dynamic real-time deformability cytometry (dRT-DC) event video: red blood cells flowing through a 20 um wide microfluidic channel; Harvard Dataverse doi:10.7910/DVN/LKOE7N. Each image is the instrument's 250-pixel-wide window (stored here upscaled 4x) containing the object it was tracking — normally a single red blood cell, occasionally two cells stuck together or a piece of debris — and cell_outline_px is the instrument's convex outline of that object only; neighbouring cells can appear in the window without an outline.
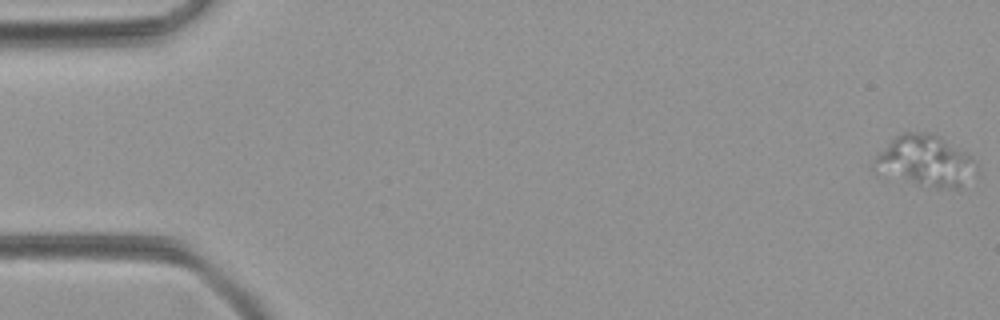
{"species": "common noctule bat (a hibernating species)", "species_latin": "Nyctalus noctula", "temperature_condition": "room temperature", "stored_images_in_passage": 51, "camera_frame_rate_fps": 3000, "um_per_image_px": 0.085, "animal": {"sex": "female", "body_mass_g": 21.9}, "frame": {"image": 1, "passage_image": 1, "time_ms": 0.0, "image_size_px": [1000, 320], "cell_outline_px": [[976, 164], [960, 184], [932, 184], [916, 180], [872, 164], [876, 156], [896, 136], [904, 132], [928, 132], [968, 152]], "centroid_in_image_um": [78.68, 13.5], "position_along_channel_um": 6.3, "area_um2": 26.53}}
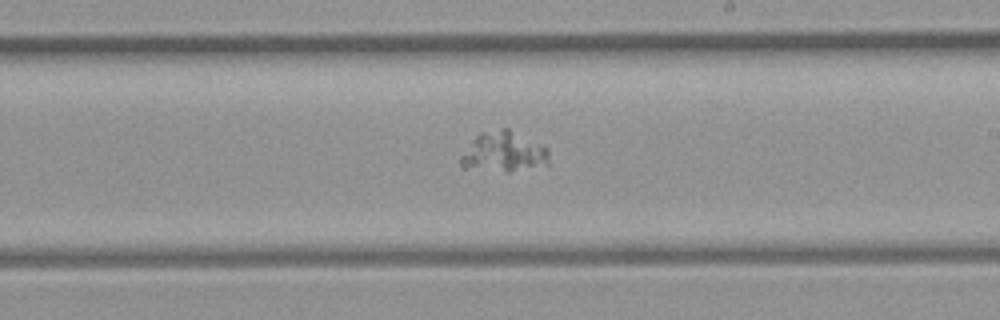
{"frame": {"image": 2, "passage_image": 30, "time_ms": 9.667, "image_size_px": [1000, 320], "cell_outline_px": [[548, 164], [508, 172], [464, 168], [460, 164], [460, 156], [472, 140], [480, 132], [504, 128], [508, 128], [548, 148]], "centroid_in_image_um": [42.78, 12.92], "position_along_channel_um": 246.2, "area_um2": 20.58}}
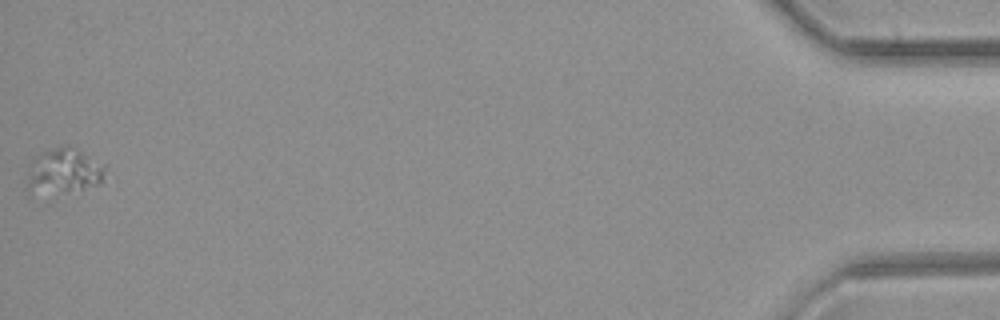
{"frame": {"image": 3, "passage_image": 51, "time_ms": 16.667, "image_size_px": [1000, 320], "cell_outline_px": [[104, 168], [100, 184], [80, 188], [64, 188], [28, 184], [28, 176], [32, 160], [36, 156], [44, 152], [56, 148], [76, 148], [104, 164]], "centroid_in_image_um": [5.56, 14.39], "position_along_channel_um": 429.6, "area_um2": 17.8}}